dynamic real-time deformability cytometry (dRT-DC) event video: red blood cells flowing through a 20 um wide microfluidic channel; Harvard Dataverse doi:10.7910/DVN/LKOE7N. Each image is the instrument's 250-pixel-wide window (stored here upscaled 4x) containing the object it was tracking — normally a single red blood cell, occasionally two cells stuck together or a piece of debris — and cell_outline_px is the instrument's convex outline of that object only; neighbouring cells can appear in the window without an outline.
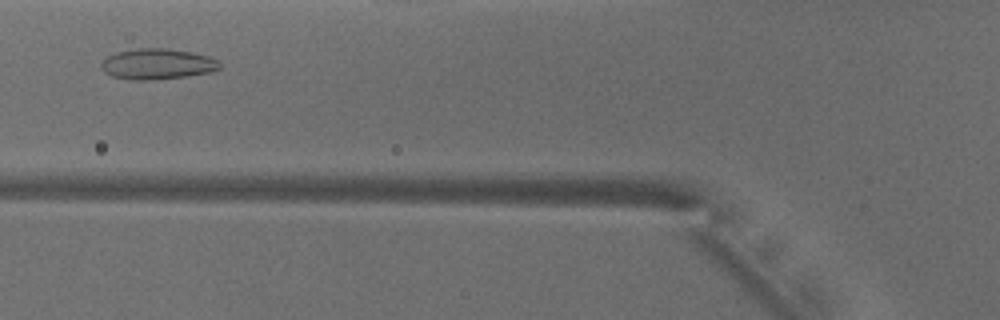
{"species": "common noctule bat (a hibernating species)", "species_latin": "Nyctalus noctula", "temperature_condition": "warm", "stored_images_in_passage": 25, "camera_frame_rate_fps": 3000, "um_per_image_px": 0.085, "animal": {"sex": "male", "body_mass_g": 18.8}, "frame": {"image": 1, "passage_image": 5, "time_ms": 1.333, "image_size_px": [1000, 320], "cell_outline_px": [[220, 68], [208, 72], [184, 76], [148, 80], [136, 80], [112, 76], [104, 72], [100, 64], [108, 56], [116, 52], [140, 48], [164, 48], [192, 52], [208, 56], [220, 60]], "centroid_in_image_um": [13.37, 5.43], "position_along_channel_um": 112.4, "area_um2": 20.92}}
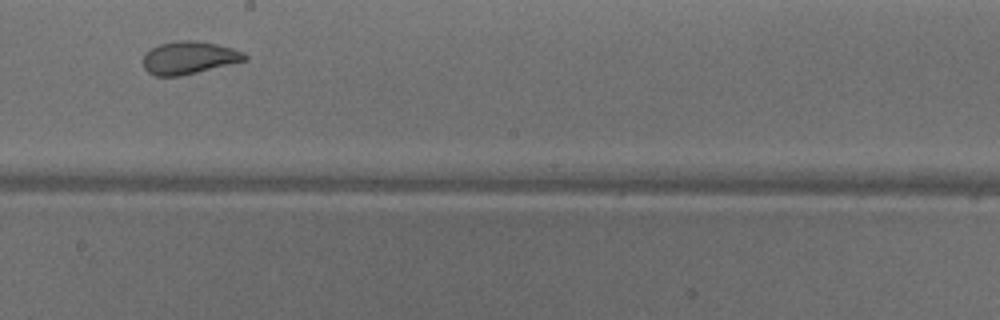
{"frame": {"image": 2, "passage_image": 14, "time_ms": 4.333, "image_size_px": [1000, 320], "cell_outline_px": [[248, 60], [180, 76], [156, 76], [148, 72], [144, 68], [144, 56], [152, 48], [160, 44], [176, 40], [196, 40], [216, 44], [232, 48], [244, 52], [248, 56]], "centroid_in_image_um": [16.1, 4.9], "position_along_channel_um": 232.1, "area_um2": 19.31}}
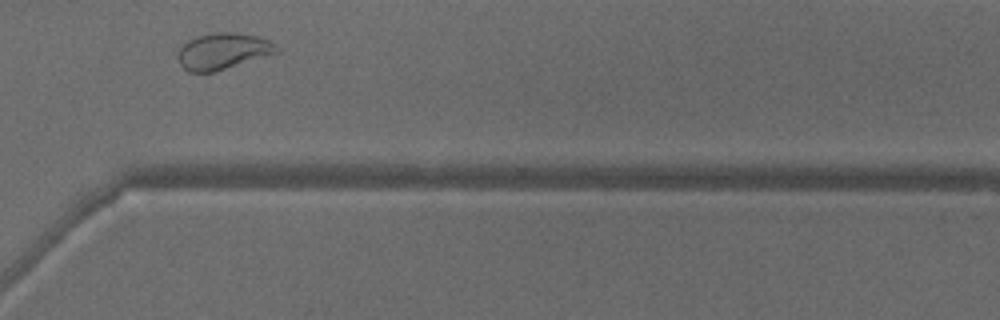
{"frame": {"image": 3, "passage_image": 23, "time_ms": 7.333, "image_size_px": [1000, 320], "cell_outline_px": [[280, 52], [212, 72], [188, 72], [180, 64], [176, 56], [180, 44], [196, 36], [216, 32], [232, 32], [256, 36], [268, 40], [276, 44], [280, 48]], "centroid_in_image_um": [18.91, 4.34], "position_along_channel_um": 351.7, "area_um2": 20.98}, "authors_computed_cell_mechanics": {"area_um2": 19.1896, "velocity_mm_per_s": 3.9865, "shape_relaxation_time_tau1_ms": null, "shape_relaxation_time_tau2_ms": 1.2366, "deformation_change_tau1": null, "deformation_change_tau2": 0.0781}}